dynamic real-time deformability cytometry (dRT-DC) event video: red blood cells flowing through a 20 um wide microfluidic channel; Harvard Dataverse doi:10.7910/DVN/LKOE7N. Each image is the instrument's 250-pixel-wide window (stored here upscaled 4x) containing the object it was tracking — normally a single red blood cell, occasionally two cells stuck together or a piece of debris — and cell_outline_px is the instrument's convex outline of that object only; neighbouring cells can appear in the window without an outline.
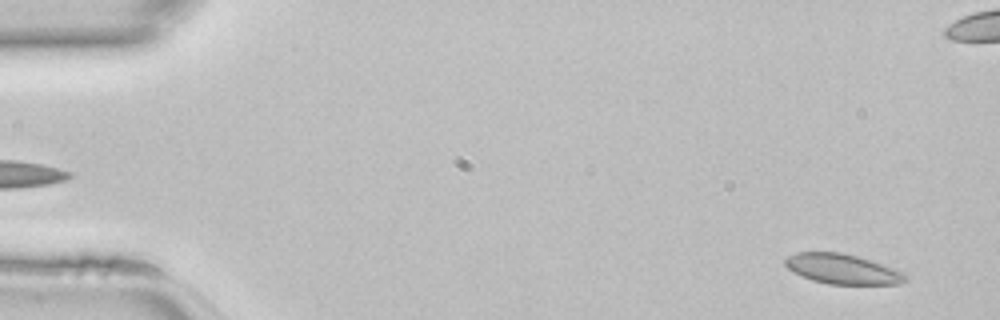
{"species": "common noctule bat (a hibernating species)", "species_latin": "Nyctalus noctula", "temperature_condition": "room temperature", "stored_images_in_passage": 46, "camera_frame_rate_fps": 3000, "um_per_image_px": 0.085, "animal": {"sex": "female", "body_mass_g": 22.7, "forearm_length_mm": 54.2}, "frame": {"image": 1, "passage_image": 2, "time_ms": 0.333, "image_size_px": [1000, 320], "cell_outline_px": [[908, 280], [900, 284], [828, 284], [812, 280], [788, 268], [784, 264], [784, 260], [788, 256], [796, 252], [840, 252], [872, 260], [904, 272], [908, 276]], "centroid_in_image_um": [71.65, 22.86], "position_along_channel_um": 13.3, "area_um2": 20.98}}
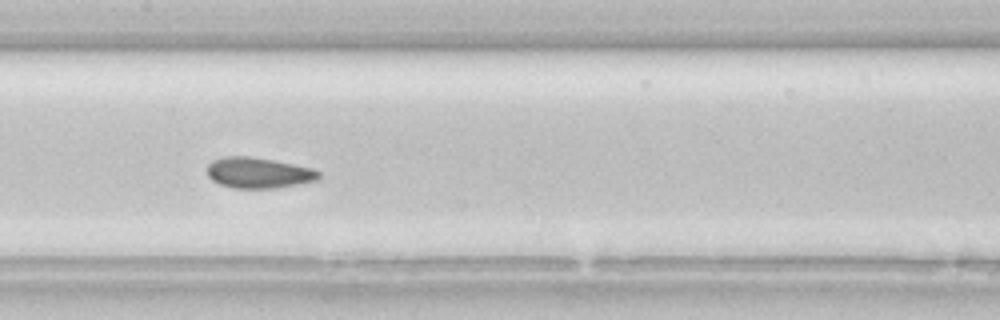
{"frame": {"image": 2, "passage_image": 22, "time_ms": 7.0, "image_size_px": [1000, 320], "cell_outline_px": [[320, 180], [276, 188], [232, 188], [220, 184], [212, 180], [208, 176], [204, 168], [212, 160], [224, 156], [248, 156], [272, 160], [312, 168], [320, 172]], "centroid_in_image_um": [21.93, 14.69], "position_along_channel_um": 185.5, "area_um2": 20.17}}
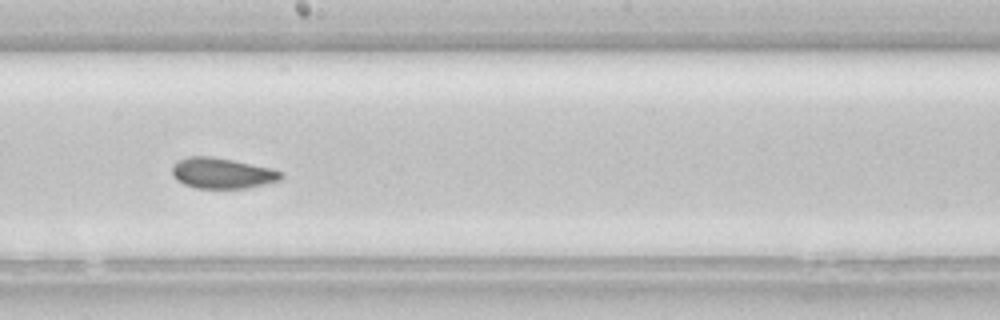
{"frame": {"image": 3, "passage_image": 25, "time_ms": 8.0, "image_size_px": [1000, 320], "cell_outline_px": [[284, 176], [280, 180], [264, 184], [244, 188], [196, 188], [184, 184], [176, 180], [172, 176], [172, 164], [176, 160], [188, 156], [212, 156], [232, 160], [268, 168], [284, 172]], "centroid_in_image_um": [18.82, 14.71], "position_along_channel_um": 229.4, "area_um2": 19.48}}